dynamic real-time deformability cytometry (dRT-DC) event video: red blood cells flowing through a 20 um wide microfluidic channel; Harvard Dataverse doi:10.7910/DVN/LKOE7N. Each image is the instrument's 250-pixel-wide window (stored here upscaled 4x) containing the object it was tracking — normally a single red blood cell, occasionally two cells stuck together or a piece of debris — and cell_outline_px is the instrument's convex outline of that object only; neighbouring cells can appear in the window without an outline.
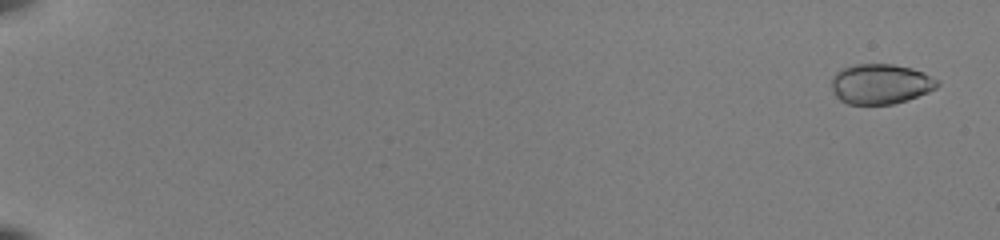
{"species": "common noctule bat (a hibernating species)", "species_latin": "Nyctalus noctula", "temperature_condition": "room temperature", "stored_images_in_passage": 54, "camera_frame_rate_fps": 3000, "um_per_image_px": 0.085, "animal": {"sex": "female", "body_mass_g": 22.0, "forearm_length_mm": 56.7}, "frame": {"image": 1, "passage_image": 2, "time_ms": 0.333, "image_size_px": [1000, 240], "cell_outline_px": [[940, 84], [936, 88], [928, 92], [908, 100], [892, 104], [848, 104], [840, 100], [836, 96], [832, 88], [832, 76], [836, 72], [844, 68], [856, 64], [892, 64], [912, 68], [924, 72], [940, 80]], "centroid_in_image_um": [74.88, 7.13], "position_along_channel_um": 10.1, "area_um2": 24.85}}
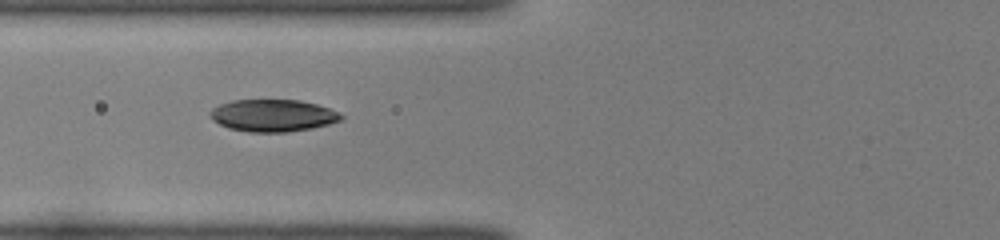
{"frame": {"image": 2, "passage_image": 24, "time_ms": 7.667, "image_size_px": [1000, 240], "cell_outline_px": [[344, 116], [340, 120], [328, 124], [312, 128], [288, 132], [248, 132], [228, 128], [212, 120], [208, 116], [208, 112], [212, 108], [220, 104], [232, 100], [300, 100], [316, 104], [340, 112]], "centroid_in_image_um": [23.16, 9.82], "position_along_channel_um": 102.6, "area_um2": 24.68}}
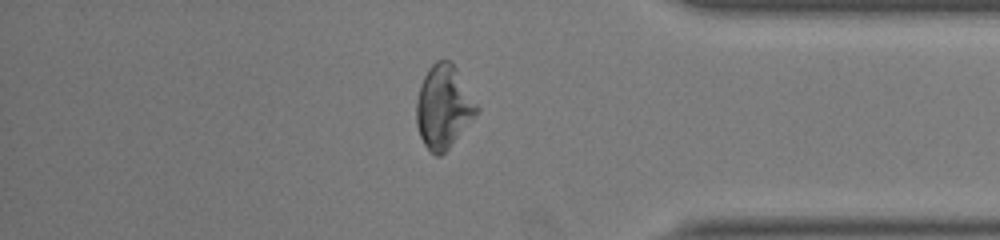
{"frame": {"image": 3, "passage_image": 47, "time_ms": 15.333, "image_size_px": [1000, 240], "cell_outline_px": [[480, 112], [448, 148], [440, 156], [436, 156], [424, 144], [420, 136], [416, 124], [416, 100], [420, 84], [428, 68], [436, 60], [452, 60], [480, 108]], "centroid_in_image_um": [37.71, 9.05], "position_along_channel_um": 397.5, "area_um2": 29.48}, "authors_computed_cell_mechanics": {"area_um2": 24.8829, "velocity_mm_per_s": 4.0038, "shape_relaxation_time_tau1_ms": 4.121, "shape_relaxation_time_tau2_ms": 1.3308, "deformation_change_tau1": 0.1487, "deformation_change_tau2": 0.0512}}